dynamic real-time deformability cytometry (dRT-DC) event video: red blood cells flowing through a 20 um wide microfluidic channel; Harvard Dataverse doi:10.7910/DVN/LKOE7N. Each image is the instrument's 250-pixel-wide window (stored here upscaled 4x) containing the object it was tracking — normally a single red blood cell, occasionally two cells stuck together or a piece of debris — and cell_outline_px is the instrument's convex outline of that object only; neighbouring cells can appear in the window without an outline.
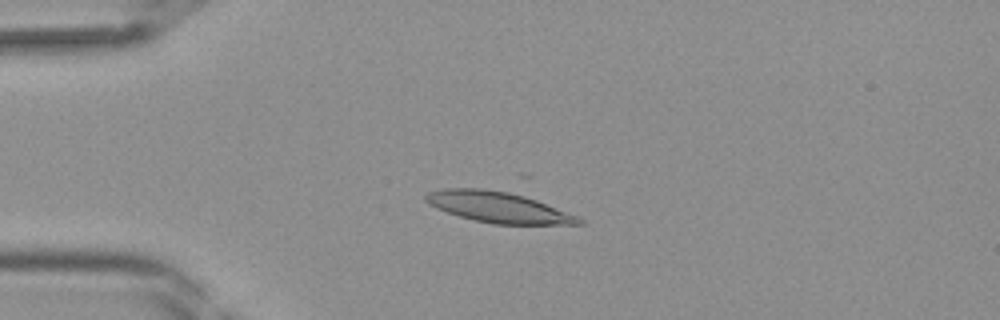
{"species": "Egyptian fruit bat (a non-hibernating species)", "species_latin": "Rousettus aegyptiacus", "temperature_condition": "room temperature", "stored_images_in_passage": 41, "camera_frame_rate_fps": 3000, "um_per_image_px": 0.085, "frame": {"image": 1, "passage_image": 10, "time_ms": 3.0, "image_size_px": [1000, 320], "cell_outline_px": [[584, 224], [492, 224], [472, 220], [436, 208], [428, 204], [424, 200], [424, 196], [428, 192], [444, 188], [480, 188], [508, 192], [524, 196], [536, 200], [580, 216], [584, 220]], "centroid_in_image_um": [42.35, 17.62], "position_along_channel_um": 42.6, "area_um2": 27.46}}
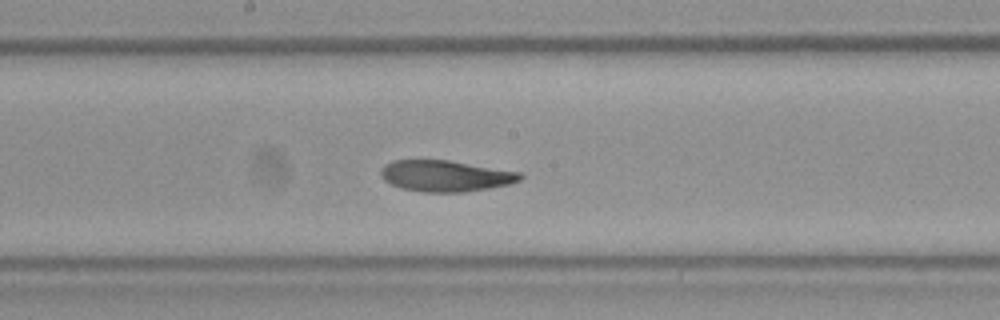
{"frame": {"image": 2, "passage_image": 22, "time_ms": 7.0, "image_size_px": [1000, 320], "cell_outline_px": [[524, 176], [520, 180], [508, 184], [488, 188], [464, 192], [424, 192], [400, 188], [384, 180], [380, 176], [380, 172], [384, 164], [392, 160], [448, 160], [520, 172]], "centroid_in_image_um": [37.83, 14.95], "position_along_channel_um": 210.4, "area_um2": 25.26}}
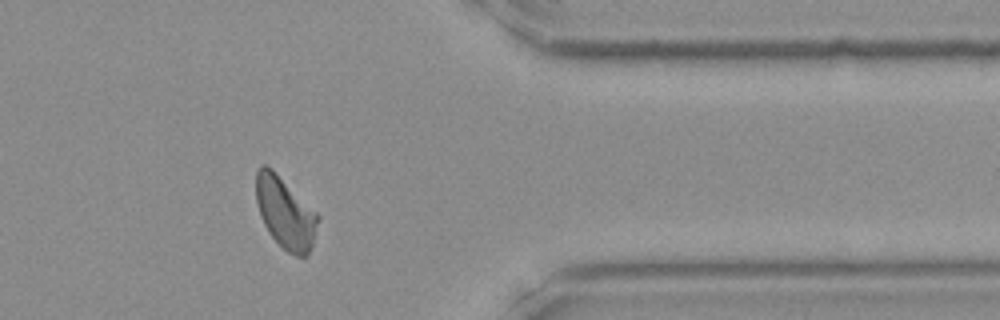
{"frame": {"image": 3, "passage_image": 34, "time_ms": 11.0, "image_size_px": [1000, 320], "cell_outline_px": [[320, 216], [312, 244], [308, 252], [304, 256], [296, 256], [288, 252], [268, 232], [260, 216], [256, 200], [256, 172], [260, 164], [264, 164], [272, 168]], "centroid_in_image_um": [24.22, 18.05], "position_along_channel_um": 387.2, "area_um2": 25.43}}